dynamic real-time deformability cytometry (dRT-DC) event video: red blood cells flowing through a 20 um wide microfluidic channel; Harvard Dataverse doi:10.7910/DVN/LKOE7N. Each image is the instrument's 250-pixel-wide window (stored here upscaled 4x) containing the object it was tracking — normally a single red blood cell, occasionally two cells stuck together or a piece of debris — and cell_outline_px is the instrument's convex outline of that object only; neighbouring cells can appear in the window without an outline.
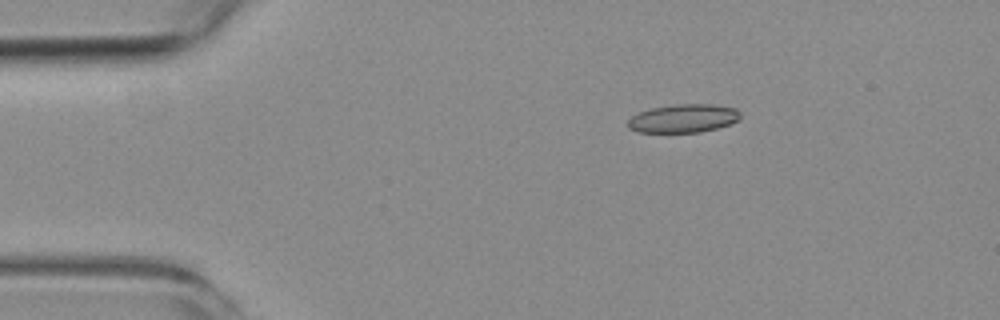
{"species": "common noctule bat (a hibernating species)", "species_latin": "Nyctalus noctula", "temperature_condition": "room temperature", "stored_images_in_passage": 3, "camera_frame_rate_fps": 3000, "um_per_image_px": 0.085, "animal": {"sex": "female", "body_mass_g": 19.3, "forearm_length_mm": 54.1}, "frame": {"image": 1, "passage_image": 1, "time_ms": 0.0, "image_size_px": [1000, 320], "cell_outline_px": [[740, 120], [732, 124], [700, 132], [640, 132], [628, 128], [628, 120], [632, 116], [640, 112], [652, 108], [676, 104], [712, 104], [736, 108], [740, 112]], "centroid_in_image_um": [58.13, 10.06], "position_along_channel_um": 26.9, "area_um2": 18.61}}
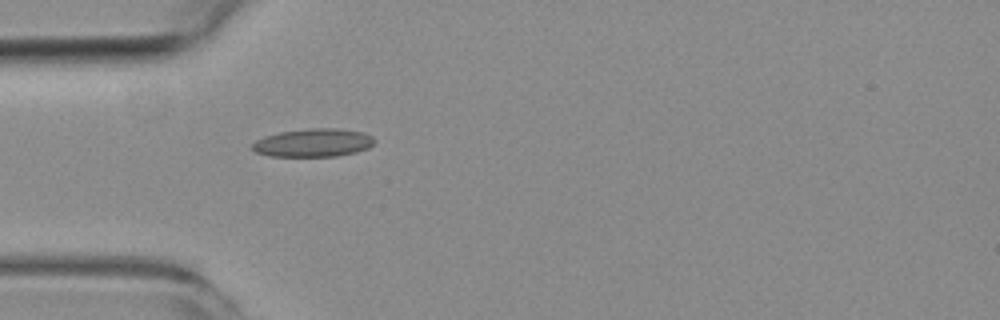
{"frame": {"image": 2, "passage_image": 3, "time_ms": 2.333, "image_size_px": [1000, 320], "cell_outline_px": [[376, 140], [368, 148], [356, 152], [336, 156], [268, 156], [256, 152], [248, 148], [256, 140], [264, 136], [280, 132], [308, 128], [336, 128], [364, 132], [372, 136]], "centroid_in_image_um": [26.6, 12.13], "position_along_channel_um": 58.4, "area_um2": 20.23}}